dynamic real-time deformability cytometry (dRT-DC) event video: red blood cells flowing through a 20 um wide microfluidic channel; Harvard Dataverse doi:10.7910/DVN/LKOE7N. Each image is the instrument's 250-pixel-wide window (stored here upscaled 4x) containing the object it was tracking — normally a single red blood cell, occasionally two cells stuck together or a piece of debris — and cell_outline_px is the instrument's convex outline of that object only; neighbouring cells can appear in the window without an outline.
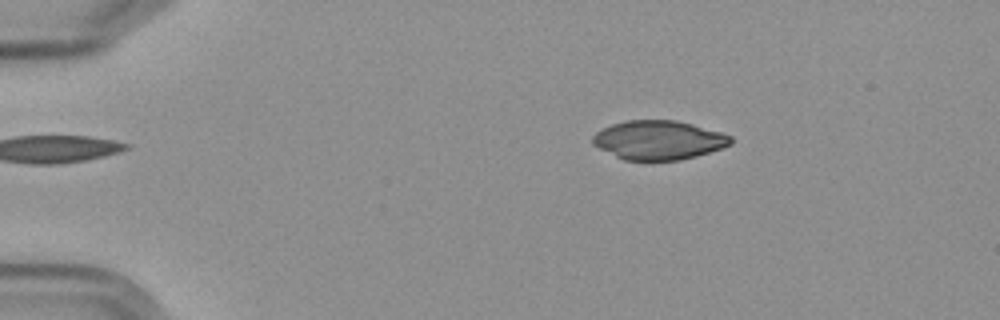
{"species": "Egyptian fruit bat (a non-hibernating species)", "species_latin": "Rousettus aegyptiacus", "temperature_condition": "cold", "stored_images_in_passage": 4, "camera_frame_rate_fps": 3000, "um_per_image_px": 0.085, "frame": {"image": 1, "passage_image": 2, "time_ms": 1.0, "image_size_px": [1000, 320], "cell_outline_px": [[732, 144], [696, 156], [680, 160], [624, 160], [592, 144], [592, 136], [596, 132], [612, 124], [628, 120], [676, 120], [692, 124], [720, 132], [732, 136]], "centroid_in_image_um": [55.98, 11.9], "position_along_channel_um": 29.0, "area_um2": 31.15}}